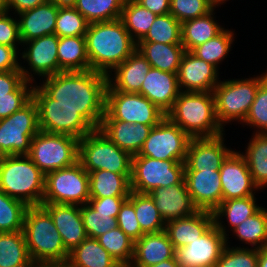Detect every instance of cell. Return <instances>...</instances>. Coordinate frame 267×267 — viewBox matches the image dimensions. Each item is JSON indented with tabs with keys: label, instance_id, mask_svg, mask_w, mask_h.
Instances as JSON below:
<instances>
[{
	"label": "cell",
	"instance_id": "obj_1",
	"mask_svg": "<svg viewBox=\"0 0 267 267\" xmlns=\"http://www.w3.org/2000/svg\"><path fill=\"white\" fill-rule=\"evenodd\" d=\"M34 85L37 107L75 108L99 129L105 114L108 76L93 70L59 72Z\"/></svg>",
	"mask_w": 267,
	"mask_h": 267
},
{
	"label": "cell",
	"instance_id": "obj_2",
	"mask_svg": "<svg viewBox=\"0 0 267 267\" xmlns=\"http://www.w3.org/2000/svg\"><path fill=\"white\" fill-rule=\"evenodd\" d=\"M85 38L91 70L105 75L137 49L121 19L90 23Z\"/></svg>",
	"mask_w": 267,
	"mask_h": 267
},
{
	"label": "cell",
	"instance_id": "obj_3",
	"mask_svg": "<svg viewBox=\"0 0 267 267\" xmlns=\"http://www.w3.org/2000/svg\"><path fill=\"white\" fill-rule=\"evenodd\" d=\"M166 117L191 138L225 133L217 120L213 92H180Z\"/></svg>",
	"mask_w": 267,
	"mask_h": 267
},
{
	"label": "cell",
	"instance_id": "obj_4",
	"mask_svg": "<svg viewBox=\"0 0 267 267\" xmlns=\"http://www.w3.org/2000/svg\"><path fill=\"white\" fill-rule=\"evenodd\" d=\"M0 190L27 206L42 205L45 174L28 155L0 156Z\"/></svg>",
	"mask_w": 267,
	"mask_h": 267
},
{
	"label": "cell",
	"instance_id": "obj_5",
	"mask_svg": "<svg viewBox=\"0 0 267 267\" xmlns=\"http://www.w3.org/2000/svg\"><path fill=\"white\" fill-rule=\"evenodd\" d=\"M23 233L31 261L67 262L69 252L50 213L42 205L27 207Z\"/></svg>",
	"mask_w": 267,
	"mask_h": 267
},
{
	"label": "cell",
	"instance_id": "obj_6",
	"mask_svg": "<svg viewBox=\"0 0 267 267\" xmlns=\"http://www.w3.org/2000/svg\"><path fill=\"white\" fill-rule=\"evenodd\" d=\"M252 76L242 77V79H223L214 87L216 116L224 130L231 122L233 124L235 121L240 125L243 123L256 97L259 85L267 78V69L260 75Z\"/></svg>",
	"mask_w": 267,
	"mask_h": 267
},
{
	"label": "cell",
	"instance_id": "obj_7",
	"mask_svg": "<svg viewBox=\"0 0 267 267\" xmlns=\"http://www.w3.org/2000/svg\"><path fill=\"white\" fill-rule=\"evenodd\" d=\"M78 161L88 173L107 170L131 175L132 156L120 149L100 129H94L79 139Z\"/></svg>",
	"mask_w": 267,
	"mask_h": 267
},
{
	"label": "cell",
	"instance_id": "obj_8",
	"mask_svg": "<svg viewBox=\"0 0 267 267\" xmlns=\"http://www.w3.org/2000/svg\"><path fill=\"white\" fill-rule=\"evenodd\" d=\"M79 139L57 133L39 131L31 140L28 156L46 175L52 171L74 165L78 162Z\"/></svg>",
	"mask_w": 267,
	"mask_h": 267
},
{
	"label": "cell",
	"instance_id": "obj_9",
	"mask_svg": "<svg viewBox=\"0 0 267 267\" xmlns=\"http://www.w3.org/2000/svg\"><path fill=\"white\" fill-rule=\"evenodd\" d=\"M39 131L38 109L32 98L9 117L0 119V156L28 155L31 140Z\"/></svg>",
	"mask_w": 267,
	"mask_h": 267
},
{
	"label": "cell",
	"instance_id": "obj_10",
	"mask_svg": "<svg viewBox=\"0 0 267 267\" xmlns=\"http://www.w3.org/2000/svg\"><path fill=\"white\" fill-rule=\"evenodd\" d=\"M89 199V174L79 161L45 175L42 203L82 206Z\"/></svg>",
	"mask_w": 267,
	"mask_h": 267
},
{
	"label": "cell",
	"instance_id": "obj_11",
	"mask_svg": "<svg viewBox=\"0 0 267 267\" xmlns=\"http://www.w3.org/2000/svg\"><path fill=\"white\" fill-rule=\"evenodd\" d=\"M185 162L133 155L131 191L149 194L155 188L178 185L184 180Z\"/></svg>",
	"mask_w": 267,
	"mask_h": 267
},
{
	"label": "cell",
	"instance_id": "obj_12",
	"mask_svg": "<svg viewBox=\"0 0 267 267\" xmlns=\"http://www.w3.org/2000/svg\"><path fill=\"white\" fill-rule=\"evenodd\" d=\"M166 114L139 93H124L106 89L105 114L102 120H119L156 126Z\"/></svg>",
	"mask_w": 267,
	"mask_h": 267
},
{
	"label": "cell",
	"instance_id": "obj_13",
	"mask_svg": "<svg viewBox=\"0 0 267 267\" xmlns=\"http://www.w3.org/2000/svg\"><path fill=\"white\" fill-rule=\"evenodd\" d=\"M21 47L23 48H21L19 54V69L22 72L24 80L36 84L38 83L35 80L36 78L40 79L41 77L40 80H42L59 73L57 56L58 36L56 34L42 36L24 42Z\"/></svg>",
	"mask_w": 267,
	"mask_h": 267
},
{
	"label": "cell",
	"instance_id": "obj_14",
	"mask_svg": "<svg viewBox=\"0 0 267 267\" xmlns=\"http://www.w3.org/2000/svg\"><path fill=\"white\" fill-rule=\"evenodd\" d=\"M191 137L166 116L152 128L136 155L185 162Z\"/></svg>",
	"mask_w": 267,
	"mask_h": 267
},
{
	"label": "cell",
	"instance_id": "obj_15",
	"mask_svg": "<svg viewBox=\"0 0 267 267\" xmlns=\"http://www.w3.org/2000/svg\"><path fill=\"white\" fill-rule=\"evenodd\" d=\"M226 246V237L213 225L201 237L176 250L181 267H215Z\"/></svg>",
	"mask_w": 267,
	"mask_h": 267
},
{
	"label": "cell",
	"instance_id": "obj_16",
	"mask_svg": "<svg viewBox=\"0 0 267 267\" xmlns=\"http://www.w3.org/2000/svg\"><path fill=\"white\" fill-rule=\"evenodd\" d=\"M219 171L223 201L253 196L260 191L254 184L246 159L240 151L233 150L223 161Z\"/></svg>",
	"mask_w": 267,
	"mask_h": 267
},
{
	"label": "cell",
	"instance_id": "obj_17",
	"mask_svg": "<svg viewBox=\"0 0 267 267\" xmlns=\"http://www.w3.org/2000/svg\"><path fill=\"white\" fill-rule=\"evenodd\" d=\"M225 134L191 138L187 149L185 171L220 170L223 161L234 150L225 145Z\"/></svg>",
	"mask_w": 267,
	"mask_h": 267
},
{
	"label": "cell",
	"instance_id": "obj_18",
	"mask_svg": "<svg viewBox=\"0 0 267 267\" xmlns=\"http://www.w3.org/2000/svg\"><path fill=\"white\" fill-rule=\"evenodd\" d=\"M219 73L212 64L185 51L177 73L180 92H213L220 82Z\"/></svg>",
	"mask_w": 267,
	"mask_h": 267
},
{
	"label": "cell",
	"instance_id": "obj_19",
	"mask_svg": "<svg viewBox=\"0 0 267 267\" xmlns=\"http://www.w3.org/2000/svg\"><path fill=\"white\" fill-rule=\"evenodd\" d=\"M40 130L82 139L95 128L76 110L67 107H37Z\"/></svg>",
	"mask_w": 267,
	"mask_h": 267
},
{
	"label": "cell",
	"instance_id": "obj_20",
	"mask_svg": "<svg viewBox=\"0 0 267 267\" xmlns=\"http://www.w3.org/2000/svg\"><path fill=\"white\" fill-rule=\"evenodd\" d=\"M184 180L198 210L212 212L223 201L219 170L185 171Z\"/></svg>",
	"mask_w": 267,
	"mask_h": 267
},
{
	"label": "cell",
	"instance_id": "obj_21",
	"mask_svg": "<svg viewBox=\"0 0 267 267\" xmlns=\"http://www.w3.org/2000/svg\"><path fill=\"white\" fill-rule=\"evenodd\" d=\"M149 195L165 223L193 215L198 211L187 191L185 180L178 185L155 188Z\"/></svg>",
	"mask_w": 267,
	"mask_h": 267
},
{
	"label": "cell",
	"instance_id": "obj_22",
	"mask_svg": "<svg viewBox=\"0 0 267 267\" xmlns=\"http://www.w3.org/2000/svg\"><path fill=\"white\" fill-rule=\"evenodd\" d=\"M42 206L50 213L68 252L87 238L81 206L51 203H42Z\"/></svg>",
	"mask_w": 267,
	"mask_h": 267
},
{
	"label": "cell",
	"instance_id": "obj_23",
	"mask_svg": "<svg viewBox=\"0 0 267 267\" xmlns=\"http://www.w3.org/2000/svg\"><path fill=\"white\" fill-rule=\"evenodd\" d=\"M180 93L176 73L151 67L146 74L139 94L155 104L165 114L173 107Z\"/></svg>",
	"mask_w": 267,
	"mask_h": 267
},
{
	"label": "cell",
	"instance_id": "obj_24",
	"mask_svg": "<svg viewBox=\"0 0 267 267\" xmlns=\"http://www.w3.org/2000/svg\"><path fill=\"white\" fill-rule=\"evenodd\" d=\"M57 14L58 6L52 0L17 14L21 43L54 34Z\"/></svg>",
	"mask_w": 267,
	"mask_h": 267
},
{
	"label": "cell",
	"instance_id": "obj_25",
	"mask_svg": "<svg viewBox=\"0 0 267 267\" xmlns=\"http://www.w3.org/2000/svg\"><path fill=\"white\" fill-rule=\"evenodd\" d=\"M150 68V63L135 50L113 73L107 75L108 85L115 91L139 93Z\"/></svg>",
	"mask_w": 267,
	"mask_h": 267
},
{
	"label": "cell",
	"instance_id": "obj_26",
	"mask_svg": "<svg viewBox=\"0 0 267 267\" xmlns=\"http://www.w3.org/2000/svg\"><path fill=\"white\" fill-rule=\"evenodd\" d=\"M213 225V213L211 211L198 210L193 215L168 221L165 225V232L174 249L177 250L201 237Z\"/></svg>",
	"mask_w": 267,
	"mask_h": 267
},
{
	"label": "cell",
	"instance_id": "obj_27",
	"mask_svg": "<svg viewBox=\"0 0 267 267\" xmlns=\"http://www.w3.org/2000/svg\"><path fill=\"white\" fill-rule=\"evenodd\" d=\"M176 250L165 230L147 233L134 242L132 267H148L174 258Z\"/></svg>",
	"mask_w": 267,
	"mask_h": 267
},
{
	"label": "cell",
	"instance_id": "obj_28",
	"mask_svg": "<svg viewBox=\"0 0 267 267\" xmlns=\"http://www.w3.org/2000/svg\"><path fill=\"white\" fill-rule=\"evenodd\" d=\"M153 127L119 120H101L99 129L120 149L133 156L139 153Z\"/></svg>",
	"mask_w": 267,
	"mask_h": 267
},
{
	"label": "cell",
	"instance_id": "obj_29",
	"mask_svg": "<svg viewBox=\"0 0 267 267\" xmlns=\"http://www.w3.org/2000/svg\"><path fill=\"white\" fill-rule=\"evenodd\" d=\"M261 207V204H257L255 195L224 200L212 211L214 225L226 237V240H229V236H231L229 233L248 217L254 215ZM224 219L228 226L224 223Z\"/></svg>",
	"mask_w": 267,
	"mask_h": 267
},
{
	"label": "cell",
	"instance_id": "obj_30",
	"mask_svg": "<svg viewBox=\"0 0 267 267\" xmlns=\"http://www.w3.org/2000/svg\"><path fill=\"white\" fill-rule=\"evenodd\" d=\"M214 8L208 14L195 19H189L181 23L182 45L185 51L191 52L195 47L214 38L224 26L216 20Z\"/></svg>",
	"mask_w": 267,
	"mask_h": 267
},
{
	"label": "cell",
	"instance_id": "obj_31",
	"mask_svg": "<svg viewBox=\"0 0 267 267\" xmlns=\"http://www.w3.org/2000/svg\"><path fill=\"white\" fill-rule=\"evenodd\" d=\"M136 50L150 63L151 67L176 74L185 52L182 44L158 42H138Z\"/></svg>",
	"mask_w": 267,
	"mask_h": 267
},
{
	"label": "cell",
	"instance_id": "obj_32",
	"mask_svg": "<svg viewBox=\"0 0 267 267\" xmlns=\"http://www.w3.org/2000/svg\"><path fill=\"white\" fill-rule=\"evenodd\" d=\"M90 198L129 197L131 175L113 173L107 170L89 172Z\"/></svg>",
	"mask_w": 267,
	"mask_h": 267
},
{
	"label": "cell",
	"instance_id": "obj_33",
	"mask_svg": "<svg viewBox=\"0 0 267 267\" xmlns=\"http://www.w3.org/2000/svg\"><path fill=\"white\" fill-rule=\"evenodd\" d=\"M59 72L91 70L85 36L58 37Z\"/></svg>",
	"mask_w": 267,
	"mask_h": 267
},
{
	"label": "cell",
	"instance_id": "obj_34",
	"mask_svg": "<svg viewBox=\"0 0 267 267\" xmlns=\"http://www.w3.org/2000/svg\"><path fill=\"white\" fill-rule=\"evenodd\" d=\"M67 267H119L120 264L107 252L100 243L87 237L71 252Z\"/></svg>",
	"mask_w": 267,
	"mask_h": 267
},
{
	"label": "cell",
	"instance_id": "obj_35",
	"mask_svg": "<svg viewBox=\"0 0 267 267\" xmlns=\"http://www.w3.org/2000/svg\"><path fill=\"white\" fill-rule=\"evenodd\" d=\"M245 152L240 153L246 159L253 182L259 190L267 188V133H252Z\"/></svg>",
	"mask_w": 267,
	"mask_h": 267
},
{
	"label": "cell",
	"instance_id": "obj_36",
	"mask_svg": "<svg viewBox=\"0 0 267 267\" xmlns=\"http://www.w3.org/2000/svg\"><path fill=\"white\" fill-rule=\"evenodd\" d=\"M231 232L241 244H248L252 249L267 248V208L262 206Z\"/></svg>",
	"mask_w": 267,
	"mask_h": 267
},
{
	"label": "cell",
	"instance_id": "obj_37",
	"mask_svg": "<svg viewBox=\"0 0 267 267\" xmlns=\"http://www.w3.org/2000/svg\"><path fill=\"white\" fill-rule=\"evenodd\" d=\"M31 262L23 231L0 232V267H22Z\"/></svg>",
	"mask_w": 267,
	"mask_h": 267
},
{
	"label": "cell",
	"instance_id": "obj_38",
	"mask_svg": "<svg viewBox=\"0 0 267 267\" xmlns=\"http://www.w3.org/2000/svg\"><path fill=\"white\" fill-rule=\"evenodd\" d=\"M156 16L136 0H125L120 19L132 39L138 43L146 36Z\"/></svg>",
	"mask_w": 267,
	"mask_h": 267
},
{
	"label": "cell",
	"instance_id": "obj_39",
	"mask_svg": "<svg viewBox=\"0 0 267 267\" xmlns=\"http://www.w3.org/2000/svg\"><path fill=\"white\" fill-rule=\"evenodd\" d=\"M235 30L233 29H223L214 38L208 40L207 42L195 47L191 53L197 58L204 60L218 70L220 69V64L227 58L229 52L232 51V46L235 39Z\"/></svg>",
	"mask_w": 267,
	"mask_h": 267
},
{
	"label": "cell",
	"instance_id": "obj_40",
	"mask_svg": "<svg viewBox=\"0 0 267 267\" xmlns=\"http://www.w3.org/2000/svg\"><path fill=\"white\" fill-rule=\"evenodd\" d=\"M128 200L134 205L137 221L144 234L165 230V221L149 194L131 191Z\"/></svg>",
	"mask_w": 267,
	"mask_h": 267
},
{
	"label": "cell",
	"instance_id": "obj_41",
	"mask_svg": "<svg viewBox=\"0 0 267 267\" xmlns=\"http://www.w3.org/2000/svg\"><path fill=\"white\" fill-rule=\"evenodd\" d=\"M125 0H76L74 8L87 22H106L121 18Z\"/></svg>",
	"mask_w": 267,
	"mask_h": 267
},
{
	"label": "cell",
	"instance_id": "obj_42",
	"mask_svg": "<svg viewBox=\"0 0 267 267\" xmlns=\"http://www.w3.org/2000/svg\"><path fill=\"white\" fill-rule=\"evenodd\" d=\"M100 245L120 265H130L134 254V241L118 226L96 238Z\"/></svg>",
	"mask_w": 267,
	"mask_h": 267
},
{
	"label": "cell",
	"instance_id": "obj_43",
	"mask_svg": "<svg viewBox=\"0 0 267 267\" xmlns=\"http://www.w3.org/2000/svg\"><path fill=\"white\" fill-rule=\"evenodd\" d=\"M139 42L182 44L181 23L170 13L157 15L146 36Z\"/></svg>",
	"mask_w": 267,
	"mask_h": 267
},
{
	"label": "cell",
	"instance_id": "obj_44",
	"mask_svg": "<svg viewBox=\"0 0 267 267\" xmlns=\"http://www.w3.org/2000/svg\"><path fill=\"white\" fill-rule=\"evenodd\" d=\"M27 205L0 190V232L23 231Z\"/></svg>",
	"mask_w": 267,
	"mask_h": 267
},
{
	"label": "cell",
	"instance_id": "obj_45",
	"mask_svg": "<svg viewBox=\"0 0 267 267\" xmlns=\"http://www.w3.org/2000/svg\"><path fill=\"white\" fill-rule=\"evenodd\" d=\"M89 23L74 7L59 8L55 22L58 37L85 36Z\"/></svg>",
	"mask_w": 267,
	"mask_h": 267
},
{
	"label": "cell",
	"instance_id": "obj_46",
	"mask_svg": "<svg viewBox=\"0 0 267 267\" xmlns=\"http://www.w3.org/2000/svg\"><path fill=\"white\" fill-rule=\"evenodd\" d=\"M84 228L87 237L97 238L117 227L118 213H105L94 210L90 205L81 206Z\"/></svg>",
	"mask_w": 267,
	"mask_h": 267
},
{
	"label": "cell",
	"instance_id": "obj_47",
	"mask_svg": "<svg viewBox=\"0 0 267 267\" xmlns=\"http://www.w3.org/2000/svg\"><path fill=\"white\" fill-rule=\"evenodd\" d=\"M230 246V241L226 240V246L215 267H258L259 249L243 245Z\"/></svg>",
	"mask_w": 267,
	"mask_h": 267
},
{
	"label": "cell",
	"instance_id": "obj_48",
	"mask_svg": "<svg viewBox=\"0 0 267 267\" xmlns=\"http://www.w3.org/2000/svg\"><path fill=\"white\" fill-rule=\"evenodd\" d=\"M242 126L253 127V133H267V78L259 85Z\"/></svg>",
	"mask_w": 267,
	"mask_h": 267
},
{
	"label": "cell",
	"instance_id": "obj_49",
	"mask_svg": "<svg viewBox=\"0 0 267 267\" xmlns=\"http://www.w3.org/2000/svg\"><path fill=\"white\" fill-rule=\"evenodd\" d=\"M214 8L210 0H170V14L180 23L202 17Z\"/></svg>",
	"mask_w": 267,
	"mask_h": 267
},
{
	"label": "cell",
	"instance_id": "obj_50",
	"mask_svg": "<svg viewBox=\"0 0 267 267\" xmlns=\"http://www.w3.org/2000/svg\"><path fill=\"white\" fill-rule=\"evenodd\" d=\"M34 85L24 80L9 96L0 97V119L9 117L26 105L32 99Z\"/></svg>",
	"mask_w": 267,
	"mask_h": 267
},
{
	"label": "cell",
	"instance_id": "obj_51",
	"mask_svg": "<svg viewBox=\"0 0 267 267\" xmlns=\"http://www.w3.org/2000/svg\"><path fill=\"white\" fill-rule=\"evenodd\" d=\"M11 14L5 10L0 12V44L13 47L20 54L22 43L19 36V22L17 16Z\"/></svg>",
	"mask_w": 267,
	"mask_h": 267
},
{
	"label": "cell",
	"instance_id": "obj_52",
	"mask_svg": "<svg viewBox=\"0 0 267 267\" xmlns=\"http://www.w3.org/2000/svg\"><path fill=\"white\" fill-rule=\"evenodd\" d=\"M117 226L134 242L144 235L137 221L134 205L128 199L120 208Z\"/></svg>",
	"mask_w": 267,
	"mask_h": 267
},
{
	"label": "cell",
	"instance_id": "obj_53",
	"mask_svg": "<svg viewBox=\"0 0 267 267\" xmlns=\"http://www.w3.org/2000/svg\"><path fill=\"white\" fill-rule=\"evenodd\" d=\"M128 197H105V198H90L88 205L98 212L119 213L122 204Z\"/></svg>",
	"mask_w": 267,
	"mask_h": 267
},
{
	"label": "cell",
	"instance_id": "obj_54",
	"mask_svg": "<svg viewBox=\"0 0 267 267\" xmlns=\"http://www.w3.org/2000/svg\"><path fill=\"white\" fill-rule=\"evenodd\" d=\"M23 81L20 70L0 72V97L9 96Z\"/></svg>",
	"mask_w": 267,
	"mask_h": 267
},
{
	"label": "cell",
	"instance_id": "obj_55",
	"mask_svg": "<svg viewBox=\"0 0 267 267\" xmlns=\"http://www.w3.org/2000/svg\"><path fill=\"white\" fill-rule=\"evenodd\" d=\"M19 53L10 46L0 44V72L20 70Z\"/></svg>",
	"mask_w": 267,
	"mask_h": 267
},
{
	"label": "cell",
	"instance_id": "obj_56",
	"mask_svg": "<svg viewBox=\"0 0 267 267\" xmlns=\"http://www.w3.org/2000/svg\"><path fill=\"white\" fill-rule=\"evenodd\" d=\"M46 1L47 0H3V7L5 11L11 12L12 15H17L23 11L33 9Z\"/></svg>",
	"mask_w": 267,
	"mask_h": 267
},
{
	"label": "cell",
	"instance_id": "obj_57",
	"mask_svg": "<svg viewBox=\"0 0 267 267\" xmlns=\"http://www.w3.org/2000/svg\"><path fill=\"white\" fill-rule=\"evenodd\" d=\"M136 1L156 15H165L170 13V0H136Z\"/></svg>",
	"mask_w": 267,
	"mask_h": 267
},
{
	"label": "cell",
	"instance_id": "obj_58",
	"mask_svg": "<svg viewBox=\"0 0 267 267\" xmlns=\"http://www.w3.org/2000/svg\"><path fill=\"white\" fill-rule=\"evenodd\" d=\"M28 267H67V263L57 261H32Z\"/></svg>",
	"mask_w": 267,
	"mask_h": 267
},
{
	"label": "cell",
	"instance_id": "obj_59",
	"mask_svg": "<svg viewBox=\"0 0 267 267\" xmlns=\"http://www.w3.org/2000/svg\"><path fill=\"white\" fill-rule=\"evenodd\" d=\"M148 267H181L180 264L177 261L176 256L174 258L162 261L158 264H154Z\"/></svg>",
	"mask_w": 267,
	"mask_h": 267
},
{
	"label": "cell",
	"instance_id": "obj_60",
	"mask_svg": "<svg viewBox=\"0 0 267 267\" xmlns=\"http://www.w3.org/2000/svg\"><path fill=\"white\" fill-rule=\"evenodd\" d=\"M258 267H267V248L259 250Z\"/></svg>",
	"mask_w": 267,
	"mask_h": 267
},
{
	"label": "cell",
	"instance_id": "obj_61",
	"mask_svg": "<svg viewBox=\"0 0 267 267\" xmlns=\"http://www.w3.org/2000/svg\"><path fill=\"white\" fill-rule=\"evenodd\" d=\"M59 8L74 7L76 0H52Z\"/></svg>",
	"mask_w": 267,
	"mask_h": 267
},
{
	"label": "cell",
	"instance_id": "obj_62",
	"mask_svg": "<svg viewBox=\"0 0 267 267\" xmlns=\"http://www.w3.org/2000/svg\"><path fill=\"white\" fill-rule=\"evenodd\" d=\"M229 0H210L211 4L215 7V8H219L221 7V5L224 3L226 4V2Z\"/></svg>",
	"mask_w": 267,
	"mask_h": 267
},
{
	"label": "cell",
	"instance_id": "obj_63",
	"mask_svg": "<svg viewBox=\"0 0 267 267\" xmlns=\"http://www.w3.org/2000/svg\"><path fill=\"white\" fill-rule=\"evenodd\" d=\"M3 10H4L3 0H0V12H2Z\"/></svg>",
	"mask_w": 267,
	"mask_h": 267
},
{
	"label": "cell",
	"instance_id": "obj_64",
	"mask_svg": "<svg viewBox=\"0 0 267 267\" xmlns=\"http://www.w3.org/2000/svg\"><path fill=\"white\" fill-rule=\"evenodd\" d=\"M119 267H132L131 265H120Z\"/></svg>",
	"mask_w": 267,
	"mask_h": 267
}]
</instances>
